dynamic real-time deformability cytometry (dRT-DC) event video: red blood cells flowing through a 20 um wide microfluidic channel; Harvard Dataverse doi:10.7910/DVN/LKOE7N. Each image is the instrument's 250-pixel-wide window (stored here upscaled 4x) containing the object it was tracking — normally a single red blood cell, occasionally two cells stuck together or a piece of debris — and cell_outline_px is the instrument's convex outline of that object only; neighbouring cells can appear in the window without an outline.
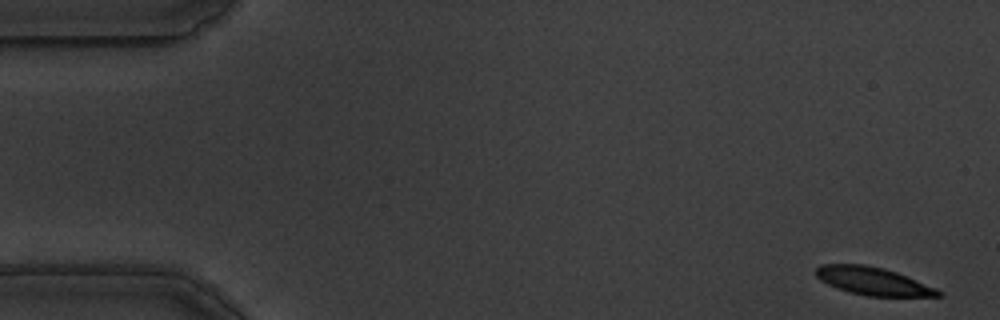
{"species": "common noctule bat (a hibernating species)", "species_latin": "Nyctalus noctula", "temperature_condition": "warm", "stored_images_in_passage": 57, "camera_frame_rate_fps": 3000, "um_per_image_px": 0.085, "animal": {"sex": "male", "body_mass_g": 19.5, "forearm_length_mm": 54.6}, "frame": {"image": 1, "passage_image": 1, "time_ms": 0.0, "image_size_px": [1000, 320], "cell_outline_px": [[940, 296], [868, 296], [848, 292], [836, 288], [820, 280], [816, 276], [816, 268], [820, 264], [864, 264], [884, 268], [896, 272], [936, 288], [940, 292]], "centroid_in_image_um": [74.15, 23.89], "position_along_channel_um": 10.9, "area_um2": 19.71}}
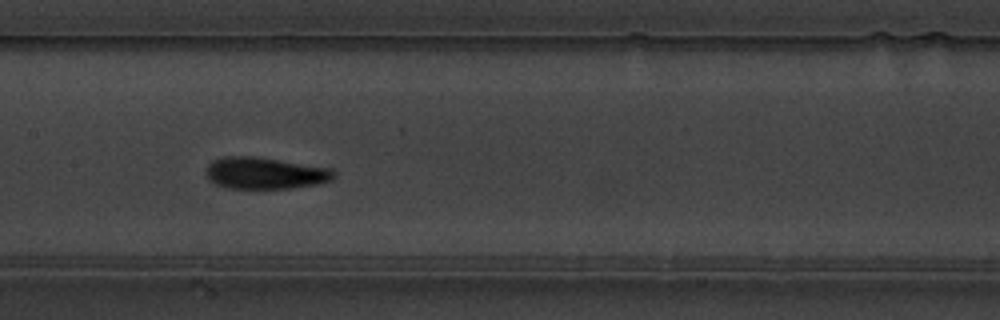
{"frame": {"image": 2, "passage_image": 27, "time_ms": 8.667, "image_size_px": [1000, 320], "cell_outline_px": [[332, 180], [316, 184], [292, 188], [224, 188], [208, 180], [204, 172], [208, 164], [212, 160], [224, 156], [256, 156], [328, 168], [332, 172]], "centroid_in_image_um": [22.41, 14.71], "position_along_channel_um": 185.0, "area_um2": 23.52}}
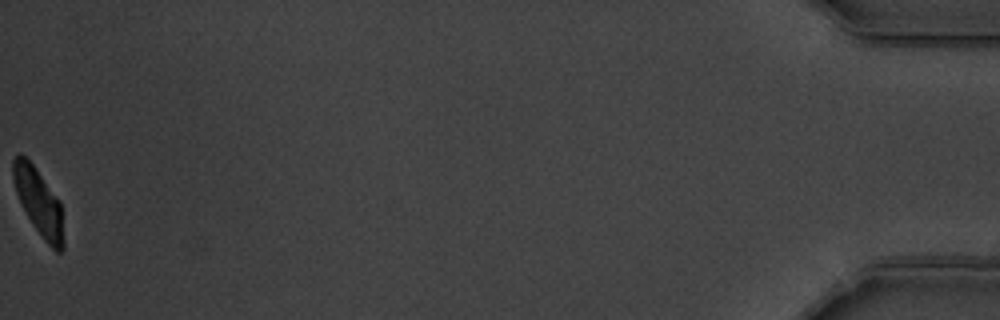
{"frame": {"image": 3, "passage_image": 57, "time_ms": 18.667, "image_size_px": [1000, 320], "cell_outline_px": [[64, 248], [60, 252], [56, 252], [44, 240], [32, 224], [16, 192], [12, 176], [12, 160], [20, 152], [32, 164], [60, 200], [64, 240]], "centroid_in_image_um": [3.3, 17.18], "position_along_channel_um": 431.9, "area_um2": 19.42}, "authors_computed_cell_mechanics": {"area_um2": 21.7328, "velocity_mm_per_s": 3.486, "shape_relaxation_time_tau1_ms": 3.5942, "shape_relaxation_time_tau2_ms": 1.4205, "deformation_change_tau1": 0.1585, "deformation_change_tau2": 0.0685}}